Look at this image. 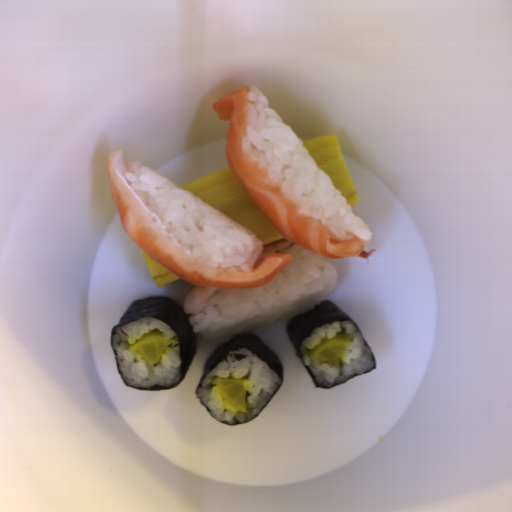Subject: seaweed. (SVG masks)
<instances>
[{
    "instance_id": "45ffbabd",
    "label": "seaweed",
    "mask_w": 512,
    "mask_h": 512,
    "mask_svg": "<svg viewBox=\"0 0 512 512\" xmlns=\"http://www.w3.org/2000/svg\"><path fill=\"white\" fill-rule=\"evenodd\" d=\"M350 321L353 322L354 325L359 330L365 344L367 347L371 348L369 343L367 342L365 336L363 335L360 327L355 323V321L347 315L344 311H342L339 307H337L334 303H332L330 300H324L317 305L313 306L312 308L308 309L307 311L295 316L294 318L290 319L289 322L286 325V332L287 335L294 347V351L296 356L300 359L301 363L303 364L304 368L306 369L307 373L309 374L315 388H323V389H332L338 385L336 384L332 387H326L323 385H319L316 383L310 369L308 366H305L303 357L300 352V345L301 342L309 337L315 328L321 327L324 324H332L334 322H342V321ZM374 366L373 368L369 369L368 371L364 372L363 374H366L374 369L377 368L376 365V359L375 354L371 348ZM363 374H357L349 379H347L345 382L349 381L350 379L363 375ZM344 382V383H345Z\"/></svg>"
},
{
    "instance_id": "7513b1e5",
    "label": "seaweed",
    "mask_w": 512,
    "mask_h": 512,
    "mask_svg": "<svg viewBox=\"0 0 512 512\" xmlns=\"http://www.w3.org/2000/svg\"><path fill=\"white\" fill-rule=\"evenodd\" d=\"M241 348H246L249 351H251L253 354H255L259 359H261L265 364H267L270 368H272L275 373L279 376L281 379V383L277 390L274 392V394L271 396V398L268 400V402L264 405V407L261 409V411L258 413L256 417L251 419L250 421L254 420L259 416V414L265 409V407L271 402V400L275 397L276 393L280 389L283 381H284V367L279 360L277 354L270 349L261 339H259L255 334H237L234 337L230 338L227 342L221 344L218 346L213 353L208 357L204 370L202 373V376L200 378V381L195 389V395L198 399V401L202 404L200 399L197 396V388H199L201 382L205 379L207 374L220 362L223 361L227 355L232 352L239 350ZM203 405V404H202ZM204 406V405H203ZM205 408V407H204ZM206 409V408H205ZM207 410V409H206ZM208 412V410H207ZM209 413V412H208ZM209 415L216 419L214 416H212L210 413ZM217 420V419H216ZM219 421V420H217ZM250 421H244L236 424H229L231 426H239L245 423H248ZM220 422V421H219ZM223 423V422H220ZM226 424V423H223ZM228 425V424H226Z\"/></svg>"
},
{
    "instance_id": "1faa68ee",
    "label": "seaweed",
    "mask_w": 512,
    "mask_h": 512,
    "mask_svg": "<svg viewBox=\"0 0 512 512\" xmlns=\"http://www.w3.org/2000/svg\"><path fill=\"white\" fill-rule=\"evenodd\" d=\"M148 316L156 317L166 322L169 327L178 335L181 355L180 378L176 383L170 386L162 387L160 385H154L148 388L139 389L158 391L173 388L178 386L187 375L188 369L197 353V337L196 333H194L193 325L190 323L191 315L186 314L182 305L167 296H149L142 300L134 301L121 317L120 321L114 327H112L110 334V347L114 353L117 372L122 382L128 386L119 372L116 361V352L113 348L112 337L115 328L129 323L132 320ZM128 387L138 389L131 386Z\"/></svg>"
}]
</instances>
